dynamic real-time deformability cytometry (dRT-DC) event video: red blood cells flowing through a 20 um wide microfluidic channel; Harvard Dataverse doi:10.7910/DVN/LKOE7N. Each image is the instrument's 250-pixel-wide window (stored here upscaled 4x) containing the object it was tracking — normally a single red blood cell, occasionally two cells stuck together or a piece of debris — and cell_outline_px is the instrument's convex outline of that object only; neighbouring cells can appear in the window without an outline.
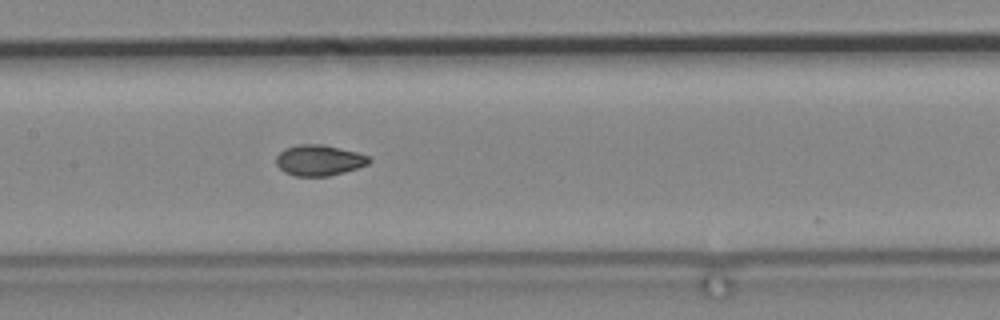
{"species": "common noctule bat (a hibernating species)", "species_latin": "Nyctalus noctula", "temperature_condition": "cold", "stored_images_in_passage": 50, "camera_frame_rate_fps": 3000, "um_per_image_px": 0.085, "animal": {"sex": "male", "body_mass_g": 19.2, "forearm_length_mm": 51.8}, "frame": {"image": 1, "passage_image": 49, "time_ms": 16.0, "image_size_px": [1000, 320], "cell_outline_px": [[372, 160], [368, 164], [344, 172], [328, 176], [296, 176], [284, 172], [276, 164], [276, 156], [284, 148], [300, 144], [320, 144], [340, 148], [356, 152], [368, 156]], "centroid_in_image_um": [27.1, 13.62], "position_along_channel_um": 180.3, "area_um2": 16.59}}